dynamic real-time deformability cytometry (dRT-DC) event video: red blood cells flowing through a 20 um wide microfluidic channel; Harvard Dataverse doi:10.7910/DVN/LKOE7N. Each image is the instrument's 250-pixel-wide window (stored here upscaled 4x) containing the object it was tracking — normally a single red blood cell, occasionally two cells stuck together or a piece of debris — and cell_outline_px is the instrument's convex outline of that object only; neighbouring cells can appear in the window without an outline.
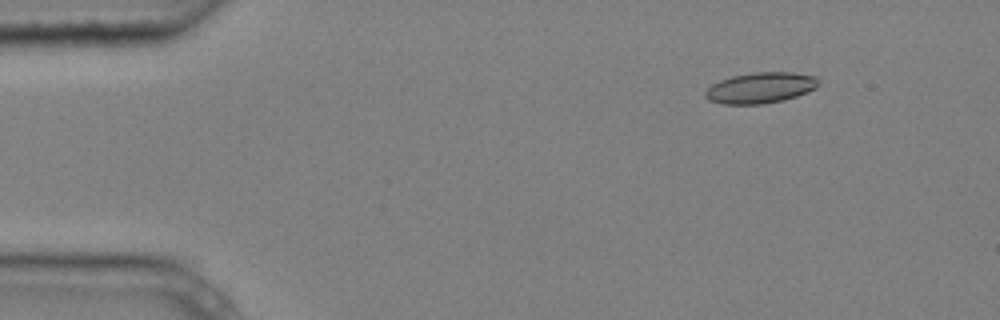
{"species": "common noctule bat (a hibernating species)", "species_latin": "Nyctalus noctula", "temperature_condition": "cold", "stored_images_in_passage": 5, "camera_frame_rate_fps": 3000, "um_per_image_px": 0.085, "animal": {"sex": "male", "body_mass_g": 20.4}, "frame": {"image": 1, "passage_image": 1, "time_ms": 0.0, "image_size_px": [1000, 320], "cell_outline_px": [[820, 84], [816, 88], [808, 92], [784, 100], [764, 104], [724, 104], [708, 100], [704, 96], [704, 92], [712, 84], [720, 80], [732, 76], [752, 72], [792, 72], [816, 76], [820, 80]], "centroid_in_image_um": [64.66, 7.46], "position_along_channel_um": 20.3, "area_um2": 20.58}}
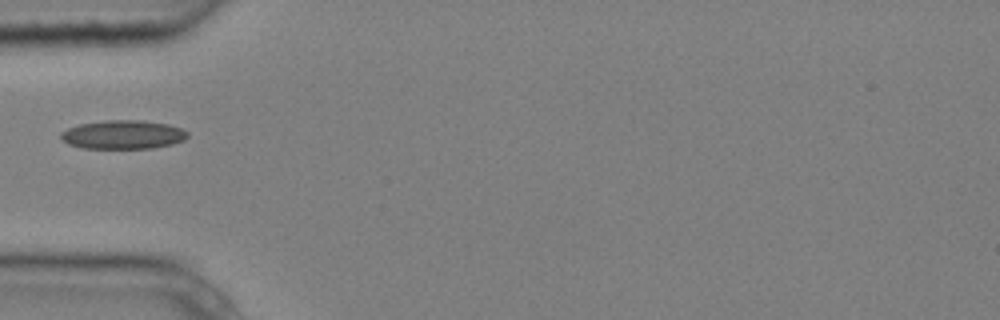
{"frame": {"image": 2, "passage_image": 4, "time_ms": 1.0, "image_size_px": [1000, 320], "cell_outline_px": [[188, 136], [184, 140], [172, 144], [152, 148], [80, 148], [68, 144], [60, 140], [60, 132], [68, 128], [80, 124], [108, 120], [140, 120], [168, 124], [180, 128], [188, 132]], "centroid_in_image_um": [10.43, 11.45], "position_along_channel_um": 74.6, "area_um2": 21.27}}
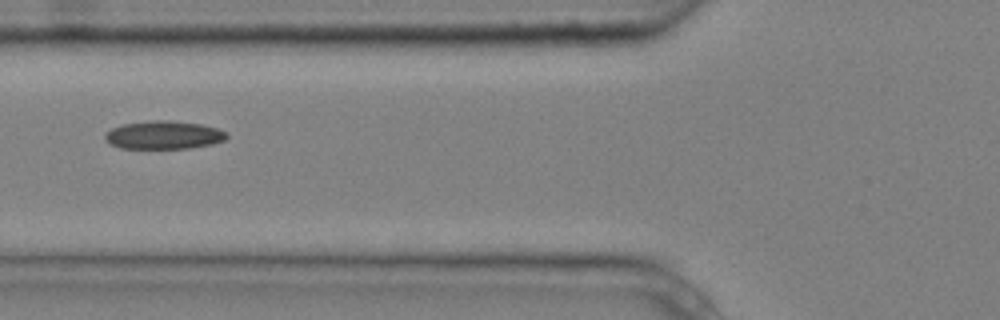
{"frame": {"image": 3, "passage_image": 5, "time_ms": 1.333, "image_size_px": [1000, 320], "cell_outline_px": [[228, 136], [224, 140], [212, 144], [188, 148], [120, 148], [108, 144], [104, 136], [112, 128], [120, 124], [152, 120], [168, 120], [200, 124], [216, 128], [228, 132]], "centroid_in_image_um": [13.9, 11.47], "position_along_channel_um": 111.9, "area_um2": 20.0}}